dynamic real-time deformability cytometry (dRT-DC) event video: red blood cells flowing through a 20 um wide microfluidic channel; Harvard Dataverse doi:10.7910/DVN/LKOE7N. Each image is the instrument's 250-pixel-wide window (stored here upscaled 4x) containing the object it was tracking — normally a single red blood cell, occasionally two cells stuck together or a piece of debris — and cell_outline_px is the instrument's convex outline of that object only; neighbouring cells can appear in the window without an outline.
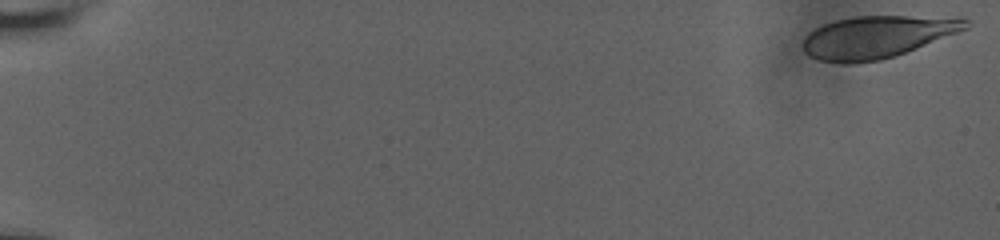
{"species": "human", "species_latin": "Homo sapiens", "temperature_condition": "room temperature", "stored_images_in_passage": 54, "camera_frame_rate_fps": 3000, "um_per_image_px": 0.085, "donor": {"sex": "male"}, "frame": {"image": 1, "passage_image": 1, "time_ms": 0.0, "image_size_px": [1000, 240], "cell_outline_px": [[972, 24], [968, 28], [904, 52], [880, 60], [852, 64], [840, 64], [820, 60], [804, 52], [804, 40], [808, 32], [824, 24], [836, 20], [856, 16], [960, 16], [968, 20]], "centroid_in_image_um": [74.58, 3.12], "position_along_channel_um": 10.4, "area_um2": 40.0}}
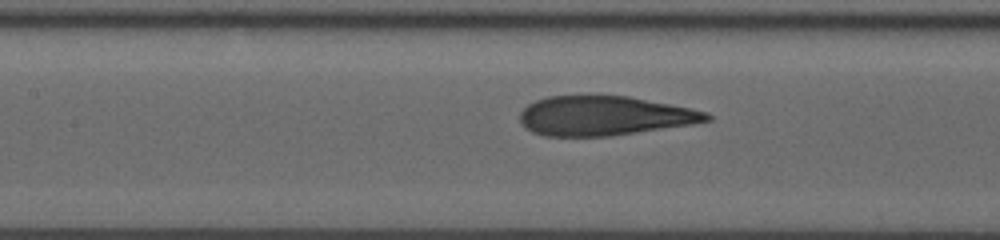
{"frame": {"image": 2, "passage_image": 30, "time_ms": 9.667, "image_size_px": [1000, 240], "cell_outline_px": [[712, 120], [692, 124], [608, 136], [544, 136], [532, 132], [524, 128], [520, 120], [520, 112], [528, 104], [536, 100], [548, 96], [584, 92], [628, 96], [708, 112], [712, 116]], "centroid_in_image_um": [51.29, 9.8], "position_along_channel_um": 156.1, "area_um2": 43.75}}
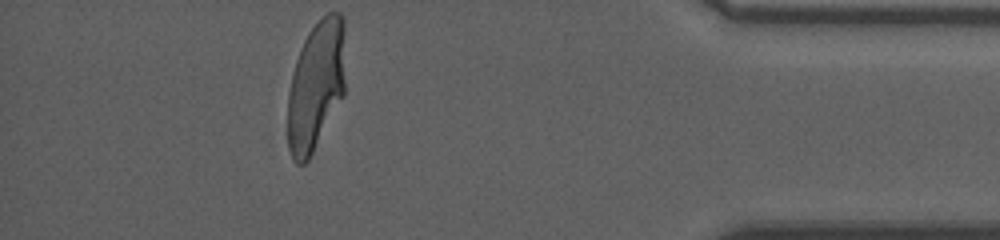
{"frame": {"image": 3, "passage_image": 54, "time_ms": 17.667, "image_size_px": [1000, 240], "cell_outline_px": [[344, 96], [308, 160], [304, 164], [296, 164], [292, 160], [288, 148], [288, 92], [296, 60], [300, 48], [308, 32], [328, 12], [340, 12], [344, 16]], "centroid_in_image_um": [26.86, 7.29], "position_along_channel_um": 408.3, "area_um2": 43.7}, "authors_computed_cell_mechanics": {"area_um2": 43.7257, "velocity_mm_per_s": 3.6412, "shape_relaxation_time_tau1_ms": 5.7954, "shape_relaxation_time_tau2_ms": 0.8323, "deformation_change_tau1": 0.2412, "deformation_change_tau2": 0.087}}